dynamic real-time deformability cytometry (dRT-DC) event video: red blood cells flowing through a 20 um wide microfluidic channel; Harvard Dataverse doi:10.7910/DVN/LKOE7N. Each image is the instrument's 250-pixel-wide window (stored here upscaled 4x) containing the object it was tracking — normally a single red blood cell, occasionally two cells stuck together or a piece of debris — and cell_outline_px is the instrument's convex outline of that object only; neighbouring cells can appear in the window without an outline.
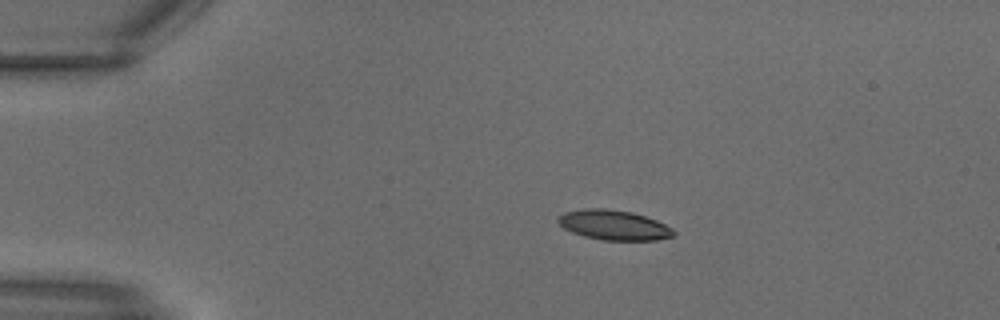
{"species": "common noctule bat (a hibernating species)", "species_latin": "Nyctalus noctula", "temperature_condition": "warm", "stored_images_in_passage": 8, "camera_frame_rate_fps": 3000, "um_per_image_px": 0.085, "animal": {"sex": "male", "body_mass_g": 18.8}, "frame": {"image": 1, "passage_image": 1, "time_ms": 0.0, "image_size_px": [1000, 320], "cell_outline_px": [[676, 232], [672, 236], [656, 240], [604, 240], [584, 236], [572, 232], [564, 228], [556, 220], [564, 212], [584, 208], [604, 208], [632, 212], [656, 220], [672, 228]], "centroid_in_image_um": [52.16, 19.12], "position_along_channel_um": 32.8, "area_um2": 20.0}}
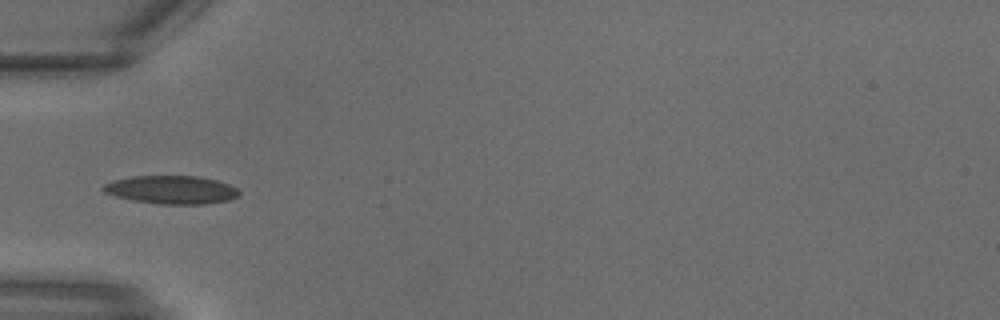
{"frame": {"image": 2, "passage_image": 5, "time_ms": 1.333, "image_size_px": [1000, 320], "cell_outline_px": [[240, 196], [232, 200], [208, 204], [160, 204], [136, 200], [116, 196], [104, 192], [100, 188], [104, 184], [112, 180], [132, 176], [200, 176], [216, 180], [228, 184], [236, 188], [240, 192]], "centroid_in_image_um": [14.61, 16.13], "position_along_channel_um": 70.4, "area_um2": 22.48}}
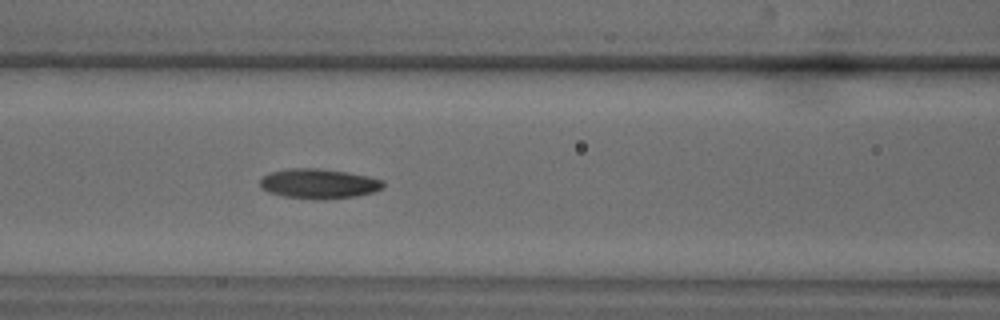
{"frame": {"image": 3, "passage_image": 8, "time_ms": 2.333, "image_size_px": [1000, 320], "cell_outline_px": [[384, 188], [372, 192], [356, 196], [324, 200], [316, 200], [284, 196], [268, 192], [260, 188], [260, 180], [264, 176], [272, 172], [288, 168], [316, 168], [348, 172], [368, 176], [384, 180]], "centroid_in_image_um": [27.11, 15.62], "position_along_channel_um": 139.5, "area_um2": 21.56}}